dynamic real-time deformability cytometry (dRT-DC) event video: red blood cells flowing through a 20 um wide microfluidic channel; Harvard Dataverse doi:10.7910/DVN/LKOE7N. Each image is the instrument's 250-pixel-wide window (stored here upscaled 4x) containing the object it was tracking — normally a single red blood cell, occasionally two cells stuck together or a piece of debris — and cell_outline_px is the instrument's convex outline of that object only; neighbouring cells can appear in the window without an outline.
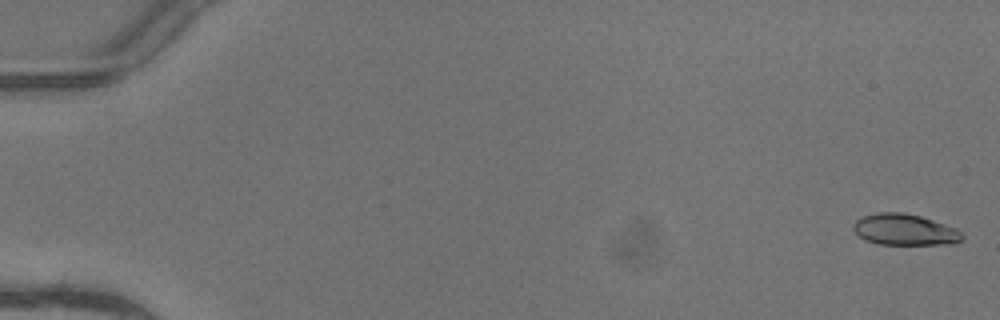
{"species": "common noctule bat (a hibernating species)", "species_latin": "Nyctalus noctula", "temperature_condition": "warm", "stored_images_in_passage": 4, "camera_frame_rate_fps": 3000, "um_per_image_px": 0.085, "animal": {"sex": "female"}, "frame": {"image": 1, "passage_image": 1, "time_ms": 0.0, "image_size_px": [1000, 320], "cell_outline_px": [[964, 236], [960, 240], [952, 244], [876, 244], [864, 240], [852, 228], [852, 224], [860, 216], [876, 212], [900, 212], [920, 216], [956, 228]], "centroid_in_image_um": [76.84, 19.51], "position_along_channel_um": 8.2, "area_um2": 19.83}}